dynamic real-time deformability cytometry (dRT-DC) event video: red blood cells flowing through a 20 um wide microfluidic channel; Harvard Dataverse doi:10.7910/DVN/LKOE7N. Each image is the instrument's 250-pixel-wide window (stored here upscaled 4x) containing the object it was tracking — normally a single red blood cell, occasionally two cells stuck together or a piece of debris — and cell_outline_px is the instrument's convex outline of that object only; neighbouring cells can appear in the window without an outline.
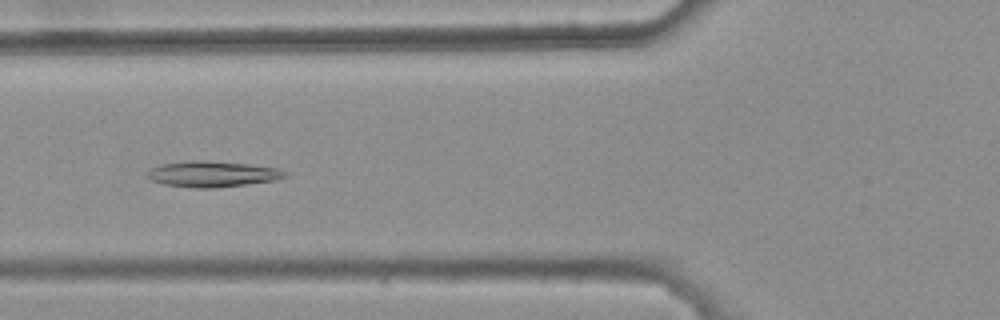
{"species": "common noctule bat (a hibernating species)", "species_latin": "Nyctalus noctula", "temperature_condition": "warm", "stored_images_in_passage": 6, "camera_frame_rate_fps": 3000, "um_per_image_px": 0.085, "animal": {"sex": "female", "body_mass_g": 25.1}, "frame": {"image": 1, "passage_image": 6, "time_ms": 1.667, "image_size_px": [1000, 320], "cell_outline_px": [[288, 176], [276, 180], [212, 188], [196, 188], [164, 184], [152, 180], [148, 176], [148, 172], [152, 168], [164, 164], [192, 160], [200, 160], [248, 164], [276, 168], [288, 172]], "centroid_in_image_um": [18.1, 14.79], "position_along_channel_um": 107.7, "area_um2": 20.35}}